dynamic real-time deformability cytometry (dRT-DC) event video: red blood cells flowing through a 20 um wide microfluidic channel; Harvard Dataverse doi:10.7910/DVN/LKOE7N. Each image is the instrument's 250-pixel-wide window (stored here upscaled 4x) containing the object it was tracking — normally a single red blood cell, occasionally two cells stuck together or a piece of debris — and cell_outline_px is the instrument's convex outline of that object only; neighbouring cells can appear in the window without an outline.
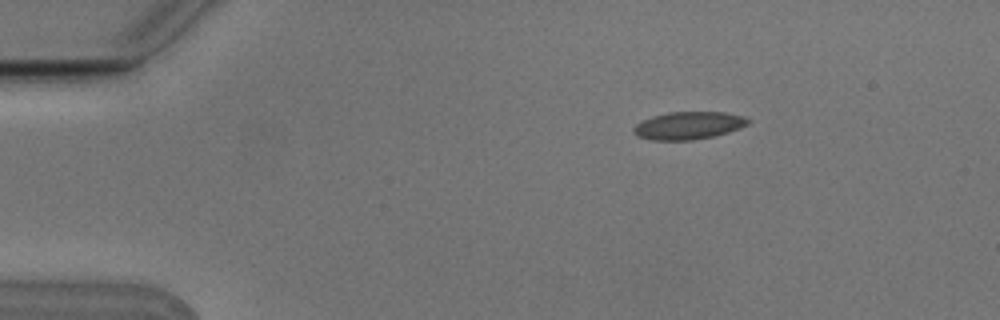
{"species": "Egyptian fruit bat (a non-hibernating species)", "species_latin": "Rousettus aegyptiacus", "temperature_condition": "cold", "stored_images_in_passage": 3, "camera_frame_rate_fps": 3000, "um_per_image_px": 0.085, "animal": {"sex": "male"}, "frame": {"image": 1, "passage_image": 1, "time_ms": 0.0, "image_size_px": [1000, 320], "cell_outline_px": [[752, 120], [748, 124], [740, 128], [716, 136], [692, 140], [648, 140], [636, 136], [632, 132], [632, 128], [636, 124], [652, 116], [668, 112], [724, 112], [744, 116]], "centroid_in_image_um": [58.51, 10.67], "position_along_channel_um": 26.5, "area_um2": 18.67}}